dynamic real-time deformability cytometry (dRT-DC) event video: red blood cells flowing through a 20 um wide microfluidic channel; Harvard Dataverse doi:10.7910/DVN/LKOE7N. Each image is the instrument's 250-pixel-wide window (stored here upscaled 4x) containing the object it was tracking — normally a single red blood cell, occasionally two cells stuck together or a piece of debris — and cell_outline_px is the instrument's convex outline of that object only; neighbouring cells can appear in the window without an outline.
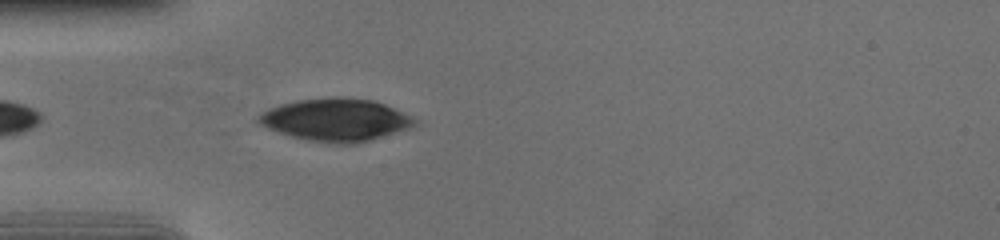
{"species": "human", "species_latin": "Homo sapiens", "temperature_condition": "cold", "stored_images_in_passage": 26, "camera_frame_rate_fps": 3000, "um_per_image_px": 0.085, "donor": {"sex": "female"}, "frame": {"image": 1, "passage_image": 3, "time_ms": 0.667, "image_size_px": [1000, 240], "cell_outline_px": [[416, 124], [408, 128], [356, 144], [328, 144], [308, 140], [292, 136], [268, 128], [260, 124], [256, 120], [256, 116], [260, 112], [268, 108], [280, 104], [296, 100], [328, 96], [344, 96], [376, 100], [412, 116], [416, 120]], "centroid_in_image_um": [28.51, 10.16], "position_along_channel_um": 56.5, "area_um2": 39.13}}
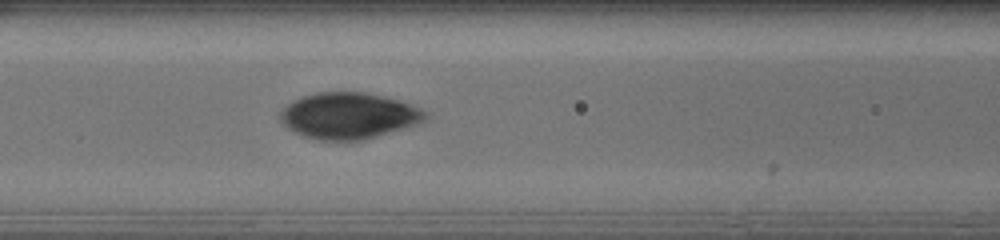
{"frame": {"image": 2, "passage_image": 10, "time_ms": 3.0, "image_size_px": [1000, 240], "cell_outline_px": [[428, 116], [424, 120], [416, 124], [364, 140], [320, 140], [304, 136], [288, 128], [280, 120], [280, 112], [292, 100], [300, 96], [316, 92], [368, 92], [400, 100], [412, 104], [428, 112]], "centroid_in_image_um": [29.64, 9.82], "position_along_channel_um": 137.0, "area_um2": 39.13}}
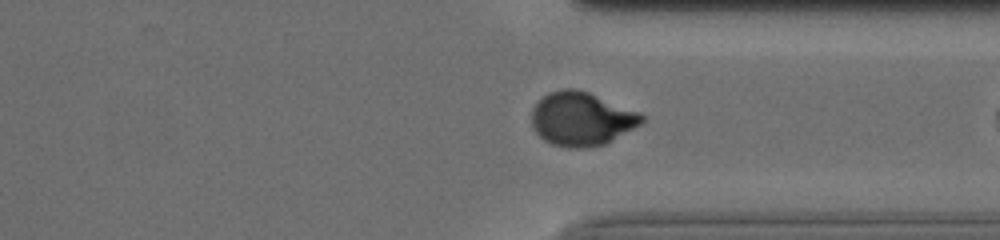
{"frame": {"image": 3, "passage_image": 25, "time_ms": 8.0, "image_size_px": [1000, 240], "cell_outline_px": [[644, 120], [640, 124], [604, 144], [584, 148], [568, 148], [552, 144], [544, 140], [532, 128], [532, 108], [548, 92], [564, 88], [576, 88], [588, 92], [640, 112], [644, 116]], "centroid_in_image_um": [49.4, 10.1], "position_along_channel_um": 362.0, "area_um2": 34.28}}